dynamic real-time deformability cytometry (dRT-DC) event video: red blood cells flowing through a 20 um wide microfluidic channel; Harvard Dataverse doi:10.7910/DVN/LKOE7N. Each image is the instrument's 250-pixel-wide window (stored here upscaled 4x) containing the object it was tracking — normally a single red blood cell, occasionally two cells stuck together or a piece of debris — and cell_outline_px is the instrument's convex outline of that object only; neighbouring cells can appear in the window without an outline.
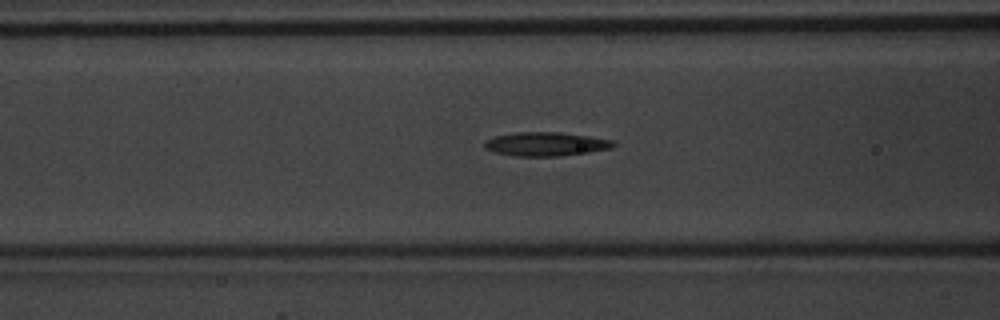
{"species": "common noctule bat (a hibernating species)", "species_latin": "Nyctalus noctula", "temperature_condition": "warm", "stored_images_in_passage": 41, "camera_frame_rate_fps": 3000, "um_per_image_px": 0.085, "animal": {"sex": "male", "body_mass_g": 20.1, "forearm_length_mm": 53.5}, "frame": {"image": 1, "passage_image": 11, "time_ms": 3.333, "image_size_px": [1000, 320], "cell_outline_px": [[616, 144], [612, 148], [588, 152], [556, 156], [516, 156], [496, 152], [484, 148], [484, 140], [496, 136], [512, 132], [560, 132], [588, 136], [612, 140]], "centroid_in_image_um": [46.37, 12.23], "position_along_channel_um": 120.2, "area_um2": 17.8}}
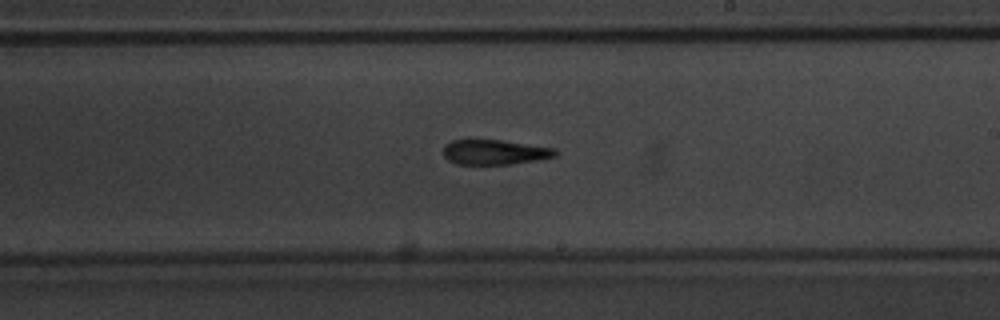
{"frame": {"image": 2, "passage_image": 20, "time_ms": 6.333, "image_size_px": [1000, 320], "cell_outline_px": [[560, 152], [556, 156], [540, 160], [508, 164], [456, 164], [448, 160], [444, 156], [444, 144], [452, 140], [504, 140], [556, 148]], "centroid_in_image_um": [42.1, 12.93], "position_along_channel_um": 246.9, "area_um2": 16.47}}
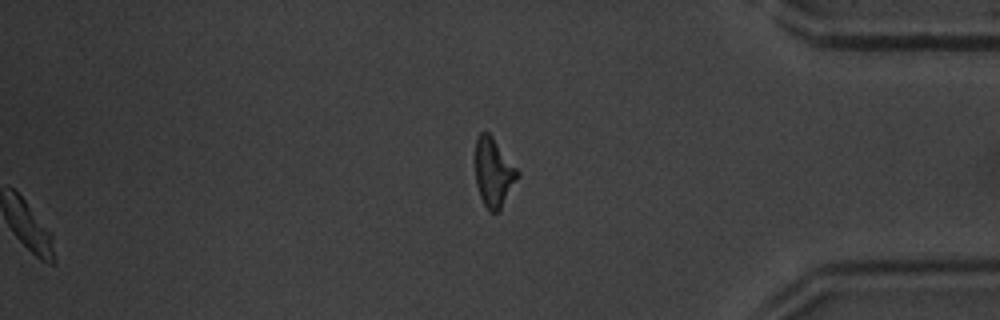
{"frame": {"image": 3, "passage_image": 32, "time_ms": 10.333, "image_size_px": [1000, 320], "cell_outline_px": [[520, 176], [500, 212], [488, 212], [480, 196], [476, 184], [476, 136], [480, 132], [488, 132], [492, 136], [520, 172]], "centroid_in_image_um": [41.98, 14.7], "position_along_channel_um": 393.2, "area_um2": 17.17}, "authors_computed_cell_mechanics": {"area_um2": 17.1088, "velocity_mm_per_s": 4.2242, "shape_relaxation_time_tau1_ms": 7.8268, "shape_relaxation_time_tau2_ms": 5.5895, "deformation_change_tau1": 0.2472, "deformation_change_tau2": 0.2074}}